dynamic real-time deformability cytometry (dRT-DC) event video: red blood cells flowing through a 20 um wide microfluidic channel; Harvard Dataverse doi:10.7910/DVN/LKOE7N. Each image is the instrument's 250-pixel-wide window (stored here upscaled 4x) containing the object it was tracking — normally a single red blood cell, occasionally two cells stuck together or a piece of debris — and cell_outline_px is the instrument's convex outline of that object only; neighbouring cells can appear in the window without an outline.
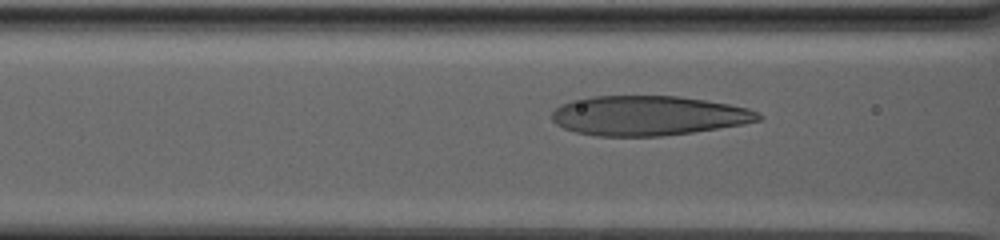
{"species": "human", "species_latin": "Homo sapiens", "temperature_condition": "warm", "stored_images_in_passage": 35, "camera_frame_rate_fps": 3000, "um_per_image_px": 0.085, "donor": {"sex": "male"}, "frame": {"image": 1, "passage_image": 32, "time_ms": 10.333, "image_size_px": [1000, 240], "cell_outline_px": [[764, 116], [760, 120], [740, 124], [692, 132], [660, 136], [596, 136], [576, 132], [564, 128], [556, 124], [552, 120], [552, 112], [560, 104], [572, 100], [592, 96], [680, 96], [728, 104], [748, 108]], "centroid_in_image_um": [55.06, 9.82], "position_along_channel_um": 111.5, "area_um2": 47.51}}